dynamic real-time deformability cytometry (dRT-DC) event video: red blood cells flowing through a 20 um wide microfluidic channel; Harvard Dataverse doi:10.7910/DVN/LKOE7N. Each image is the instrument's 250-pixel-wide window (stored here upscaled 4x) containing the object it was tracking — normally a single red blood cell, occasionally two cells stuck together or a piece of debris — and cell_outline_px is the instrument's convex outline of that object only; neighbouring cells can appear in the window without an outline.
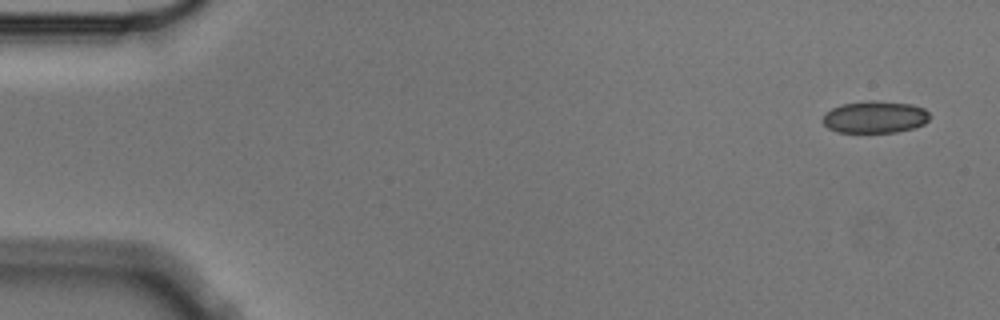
{"species": "Egyptian fruit bat (a non-hibernating species)", "species_latin": "Rousettus aegyptiacus", "temperature_condition": "cold", "stored_images_in_passage": 4, "camera_frame_rate_fps": 3000, "um_per_image_px": 0.085, "animal": {"sex": "male"}, "frame": {"image": 1, "passage_image": 1, "time_ms": 0.0, "image_size_px": [1000, 320], "cell_outline_px": [[932, 116], [924, 124], [912, 128], [896, 132], [836, 132], [828, 128], [820, 120], [824, 112], [840, 104], [868, 100], [876, 100], [912, 104], [924, 108]], "centroid_in_image_um": [74.34, 9.93], "position_along_channel_um": 10.7, "area_um2": 20.35}}
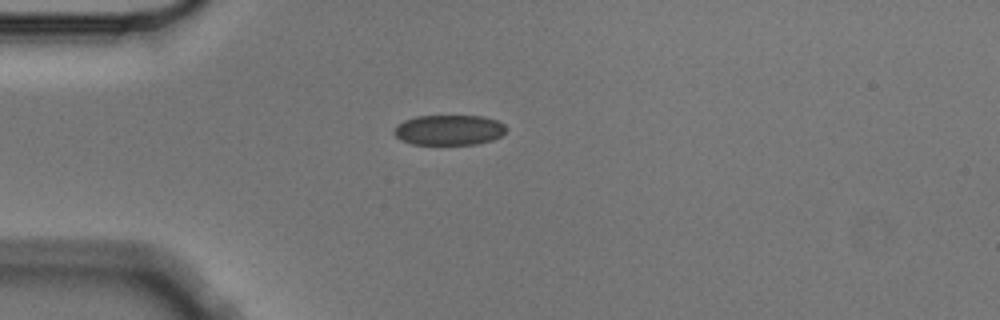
{"frame": {"image": 2, "passage_image": 4, "time_ms": 1.0, "image_size_px": [1000, 320], "cell_outline_px": [[508, 128], [500, 136], [492, 140], [476, 144], [412, 144], [400, 140], [392, 132], [396, 124], [404, 120], [416, 116], [484, 116], [496, 120], [504, 124]], "centroid_in_image_um": [38.14, 11.04], "position_along_channel_um": 46.9, "area_um2": 19.88}}